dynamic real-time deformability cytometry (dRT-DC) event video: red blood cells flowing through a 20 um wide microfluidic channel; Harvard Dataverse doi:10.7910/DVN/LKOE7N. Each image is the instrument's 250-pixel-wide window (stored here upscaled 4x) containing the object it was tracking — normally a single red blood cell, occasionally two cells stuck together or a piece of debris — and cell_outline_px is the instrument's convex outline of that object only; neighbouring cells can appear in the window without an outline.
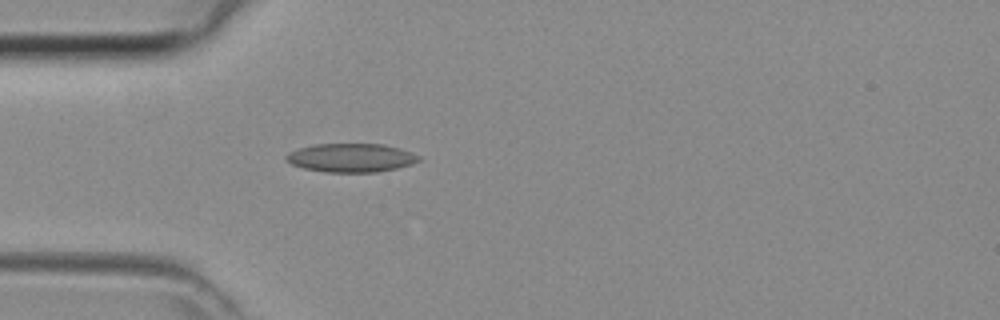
{"species": "common noctule bat (a hibernating species)", "species_latin": "Nyctalus noctula", "temperature_condition": "room temperature", "stored_images_in_passage": 43, "camera_frame_rate_fps": 3000, "um_per_image_px": 0.085, "animal": {"sex": "female", "body_mass_g": 29.2, "forearm_length_mm": 56.3}, "frame": {"image": 1, "passage_image": 12, "time_ms": 3.667, "image_size_px": [1000, 320], "cell_outline_px": [[420, 160], [412, 164], [396, 168], [376, 172], [324, 172], [304, 168], [292, 164], [284, 160], [284, 156], [300, 148], [312, 144], [384, 144], [400, 148], [412, 152], [420, 156]], "centroid_in_image_um": [29.85, 13.41], "position_along_channel_um": 55.1, "area_um2": 22.14}}
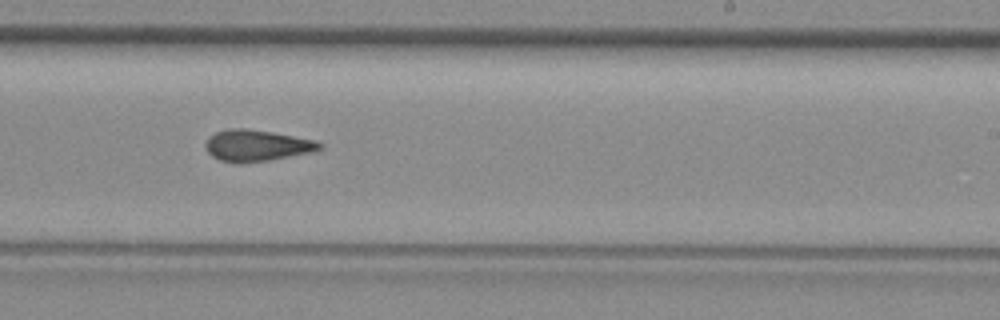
{"frame": {"image": 2, "passage_image": 26, "time_ms": 8.333, "image_size_px": [1000, 320], "cell_outline_px": [[324, 148], [312, 152], [268, 160], [240, 164], [236, 164], [220, 160], [212, 156], [208, 152], [204, 144], [208, 136], [216, 132], [228, 128], [244, 128], [272, 132], [316, 140], [324, 144]], "centroid_in_image_um": [21.81, 12.37], "position_along_channel_um": 267.2, "area_um2": 21.1}}
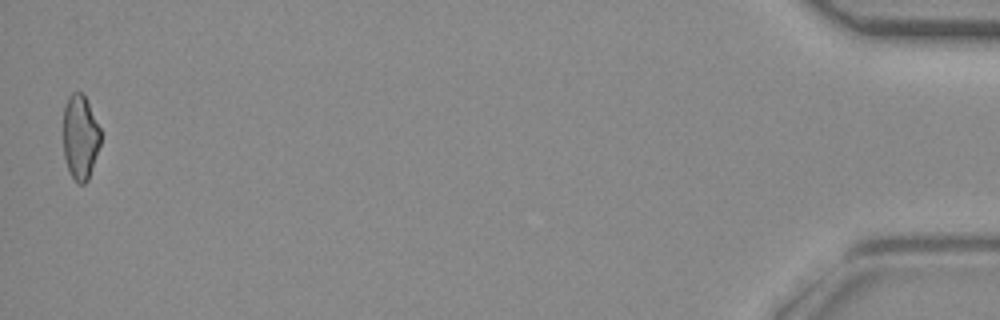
{"frame": {"image": 3, "passage_image": 43, "time_ms": 14.0, "image_size_px": [1000, 320], "cell_outline_px": [[100, 144], [88, 180], [84, 184], [76, 184], [68, 172], [64, 156], [64, 108], [68, 96], [72, 92], [80, 92], [84, 96], [100, 128]], "centroid_in_image_um": [6.81, 11.71], "position_along_channel_um": 428.4, "area_um2": 18.32}}